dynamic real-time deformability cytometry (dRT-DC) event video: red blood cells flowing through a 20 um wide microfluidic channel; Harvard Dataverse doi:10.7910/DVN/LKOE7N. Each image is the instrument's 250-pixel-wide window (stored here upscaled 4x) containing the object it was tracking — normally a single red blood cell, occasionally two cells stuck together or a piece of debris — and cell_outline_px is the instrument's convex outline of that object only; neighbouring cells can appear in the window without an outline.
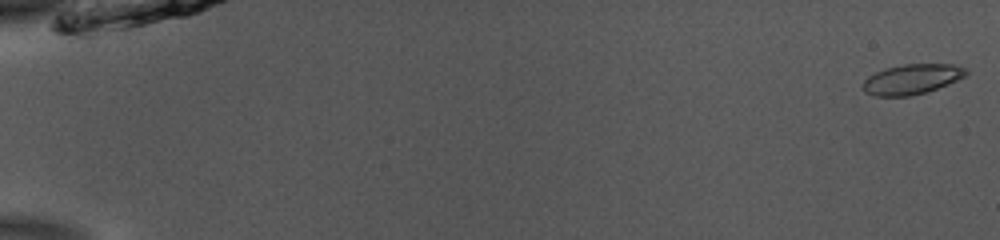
{"species": "common noctule bat (a hibernating species)", "species_latin": "Nyctalus noctula", "temperature_condition": "room temperature", "stored_images_in_passage": 53, "camera_frame_rate_fps": 3000, "um_per_image_px": 0.085, "animal": {"sex": "male", "body_mass_g": 13.0, "forearm_length_mm": 53.1}, "frame": {"image": 1, "passage_image": 1, "time_ms": 0.0, "image_size_px": [1000, 240], "cell_outline_px": [[968, 72], [964, 76], [948, 84], [928, 92], [908, 96], [876, 96], [864, 92], [860, 88], [860, 84], [868, 76], [884, 68], [904, 64], [952, 64], [968, 68]], "centroid_in_image_um": [77.47, 6.73], "position_along_channel_um": 7.5, "area_um2": 18.32}}
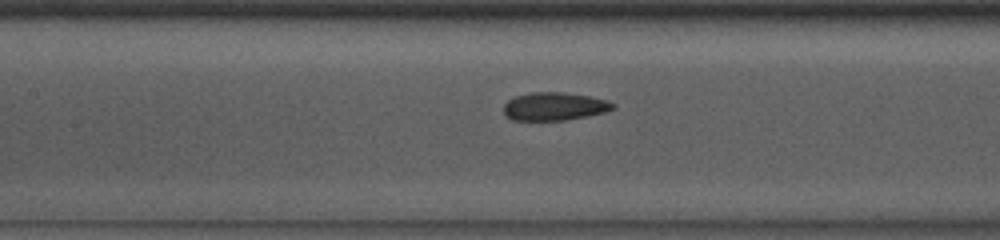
{"frame": {"image": 2, "passage_image": 26, "time_ms": 8.333, "image_size_px": [1000, 240], "cell_outline_px": [[616, 108], [604, 112], [588, 116], [564, 120], [512, 120], [504, 116], [504, 104], [508, 100], [516, 96], [532, 92], [564, 92], [588, 96], [608, 100], [616, 104]], "centroid_in_image_um": [47.13, 9.04], "position_along_channel_um": 160.3, "area_um2": 17.98}}
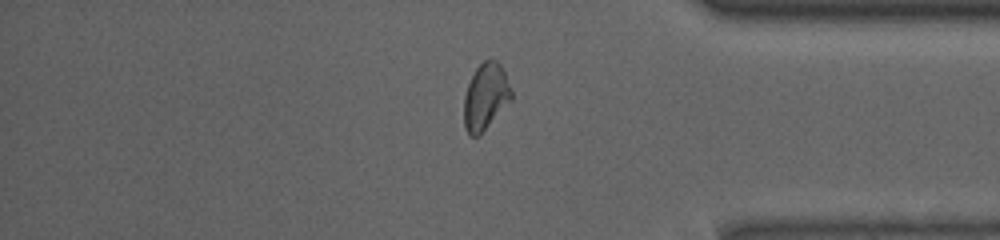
{"frame": {"image": 3, "passage_image": 45, "time_ms": 14.667, "image_size_px": [1000, 240], "cell_outline_px": [[512, 100], [480, 136], [468, 136], [464, 128], [464, 96], [468, 84], [476, 68], [488, 56], [496, 60], [500, 64], [504, 72], [512, 92]], "centroid_in_image_um": [41.27, 8.24], "position_along_channel_um": 393.9, "area_um2": 18.67}, "authors_computed_cell_mechanics": {"area_um2": 18.3226, "velocity_mm_per_s": 3.8944, "shape_relaxation_time_tau1_ms": 2.9211, "shape_relaxation_time_tau2_ms": 1.2115, "deformation_change_tau1": 0.131, "deformation_change_tau2": 0.076}}